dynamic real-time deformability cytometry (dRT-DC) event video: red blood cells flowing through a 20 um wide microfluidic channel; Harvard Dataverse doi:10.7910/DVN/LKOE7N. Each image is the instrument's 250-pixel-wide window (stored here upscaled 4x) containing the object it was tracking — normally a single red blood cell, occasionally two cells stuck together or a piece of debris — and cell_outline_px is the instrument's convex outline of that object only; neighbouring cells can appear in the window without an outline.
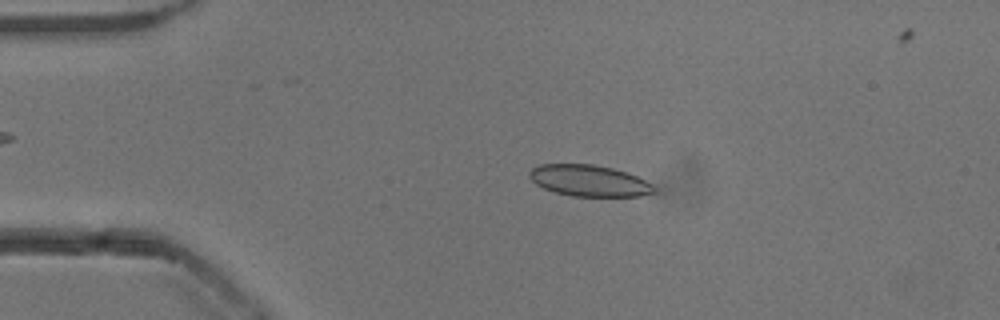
{"species": "common noctule bat (a hibernating species)", "species_latin": "Nyctalus noctula", "temperature_condition": "cold", "stored_images_in_passage": 27, "camera_frame_rate_fps": 3000, "um_per_image_px": 0.085, "animal": {"sex": "male", "body_mass_g": 13.3}, "frame": {"image": 1, "passage_image": 10, "time_ms": 3.0, "image_size_px": [1000, 320], "cell_outline_px": [[656, 192], [640, 196], [572, 196], [556, 192], [544, 188], [536, 184], [528, 176], [528, 172], [532, 168], [540, 164], [592, 164], [612, 168], [628, 172], [652, 184], [656, 188]], "centroid_in_image_um": [50.08, 15.35], "position_along_channel_um": 34.9, "area_um2": 22.77}}
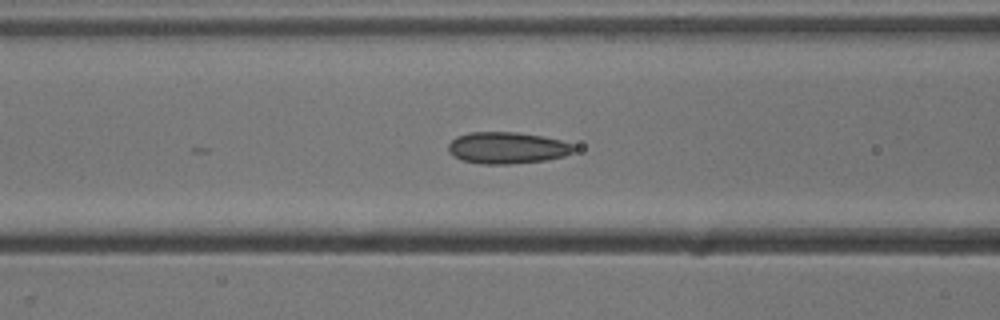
{"frame": {"image": 2, "passage_image": 20, "time_ms": 6.333, "image_size_px": [1000, 320], "cell_outline_px": [[576, 148], [572, 152], [564, 156], [548, 160], [508, 164], [480, 164], [460, 160], [452, 156], [448, 152], [448, 144], [456, 136], [468, 132], [516, 132], [544, 136], [560, 140], [572, 144]], "centroid_in_image_um": [43.07, 12.57], "position_along_channel_um": 123.5, "area_um2": 23.41}}
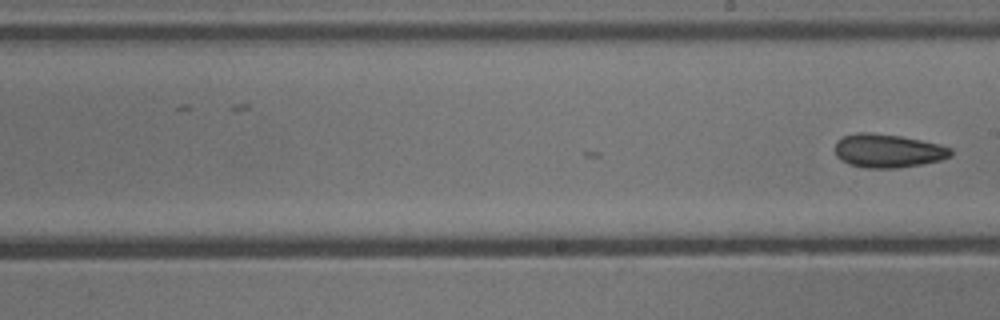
{"frame": {"image": 3, "passage_image": 27, "time_ms": 8.667, "image_size_px": [1000, 320], "cell_outline_px": [[952, 156], [940, 160], [920, 164], [896, 168], [864, 168], [848, 164], [840, 160], [836, 156], [836, 140], [844, 136], [856, 132], [868, 132], [900, 136], [940, 144], [952, 148]], "centroid_in_image_um": [75.45, 12.82], "position_along_channel_um": 213.5, "area_um2": 22.72}}